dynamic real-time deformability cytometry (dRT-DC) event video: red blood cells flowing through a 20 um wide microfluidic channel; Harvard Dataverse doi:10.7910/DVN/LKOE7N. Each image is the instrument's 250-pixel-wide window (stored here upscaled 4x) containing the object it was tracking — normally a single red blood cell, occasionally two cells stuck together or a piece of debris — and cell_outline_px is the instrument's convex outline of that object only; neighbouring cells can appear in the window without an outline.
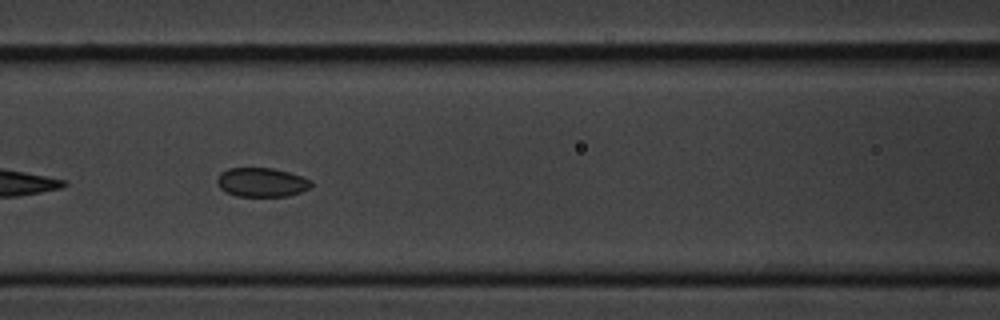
{"species": "common noctule bat (a hibernating species)", "species_latin": "Nyctalus noctula", "temperature_condition": "cold", "stored_images_in_passage": 43, "camera_frame_rate_fps": 3000, "um_per_image_px": 0.085, "animal": {"sex": "male", "body_mass_g": 20.1, "forearm_length_mm": 53.5}, "frame": {"image": 1, "passage_image": 9, "time_ms": 2.667, "image_size_px": [1000, 320], "cell_outline_px": [[312, 188], [288, 196], [236, 196], [224, 192], [220, 188], [216, 180], [220, 172], [228, 168], [272, 168], [288, 172], [312, 180]], "centroid_in_image_um": [22.23, 15.5], "position_along_channel_um": 144.4, "area_um2": 16.07}}
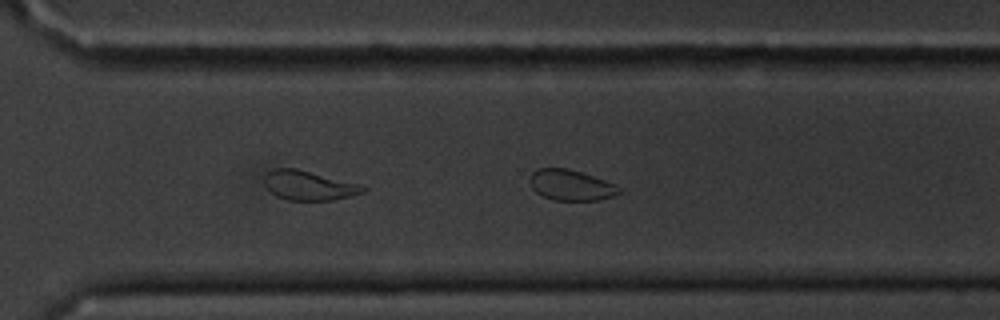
{"frame": {"image": 2, "passage_image": 25, "time_ms": 8.0, "image_size_px": [1000, 320], "cell_outline_px": [[620, 192], [612, 196], [600, 200], [552, 200], [536, 192], [532, 188], [532, 172], [540, 168], [568, 168], [604, 180], [620, 188]], "centroid_in_image_um": [48.53, 15.74], "position_along_channel_um": 322.1, "area_um2": 15.55}}
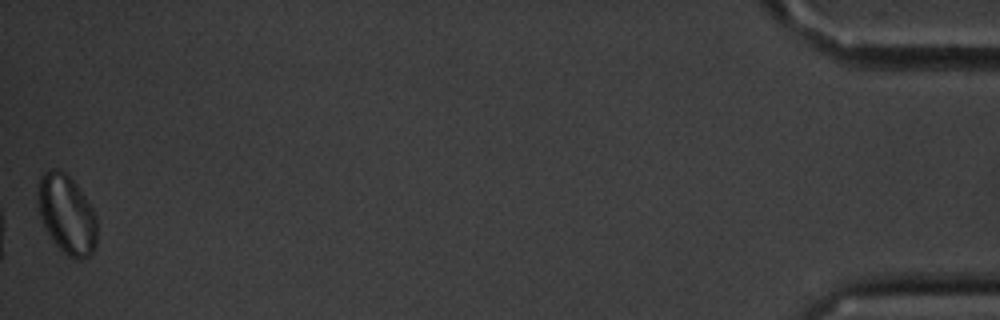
{"frame": {"image": 3, "passage_image": 43, "time_ms": 14.0, "image_size_px": [1000, 320], "cell_outline_px": [[96, 244], [92, 252], [88, 256], [80, 260], [68, 256], [52, 240], [44, 228], [36, 204], [36, 192], [40, 176], [44, 172], [52, 168], [56, 168], [64, 172], [76, 184], [92, 208], [96, 216]], "centroid_in_image_um": [5.63, 18.2], "position_along_channel_um": 429.6, "area_um2": 27.4}, "authors_computed_cell_mechanics": {"area_um2": 16.5886, "velocity_mm_per_s": 3.3443, "shape_relaxation_time_tau1_ms": 3.7945, "shape_relaxation_time_tau2_ms": 5.0868, "deformation_change_tau1": 0.0411, "deformation_change_tau2": 0.0653}}